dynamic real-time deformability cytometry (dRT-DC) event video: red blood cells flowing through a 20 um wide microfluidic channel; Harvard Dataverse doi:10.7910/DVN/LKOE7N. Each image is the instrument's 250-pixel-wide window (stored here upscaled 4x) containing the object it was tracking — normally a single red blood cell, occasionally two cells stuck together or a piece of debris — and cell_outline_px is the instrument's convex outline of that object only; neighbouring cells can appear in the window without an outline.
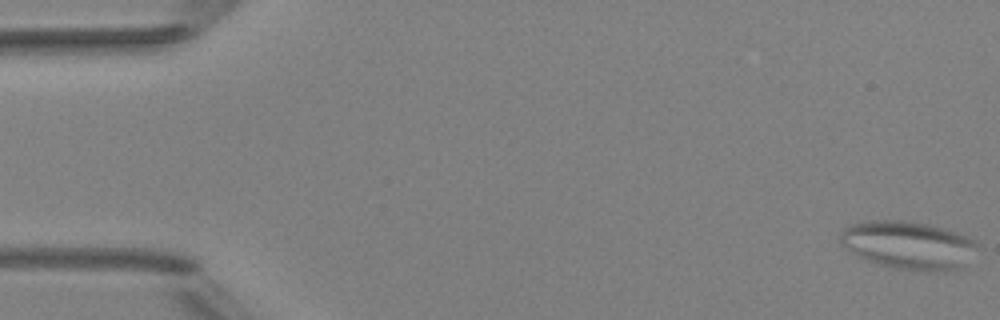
{"species": "Egyptian fruit bat (a non-hibernating species)", "species_latin": "Rousettus aegyptiacus", "temperature_condition": "room temperature", "stored_images_in_passage": 4, "camera_frame_rate_fps": 3000, "um_per_image_px": 0.085, "animal": {"sex": "female"}, "frame": {"image": 1, "passage_image": 1, "time_ms": 0.0, "image_size_px": [1000, 320], "cell_outline_px": [[984, 248], [968, 268], [952, 272], [928, 272], [896, 268], [876, 264], [852, 252], [840, 240], [840, 232], [844, 228], [852, 224], [872, 220], [900, 220], [924, 224], [944, 228], [956, 232], [976, 240]], "centroid_in_image_um": [77.43, 20.89], "position_along_channel_um": 7.6, "area_um2": 39.54}}